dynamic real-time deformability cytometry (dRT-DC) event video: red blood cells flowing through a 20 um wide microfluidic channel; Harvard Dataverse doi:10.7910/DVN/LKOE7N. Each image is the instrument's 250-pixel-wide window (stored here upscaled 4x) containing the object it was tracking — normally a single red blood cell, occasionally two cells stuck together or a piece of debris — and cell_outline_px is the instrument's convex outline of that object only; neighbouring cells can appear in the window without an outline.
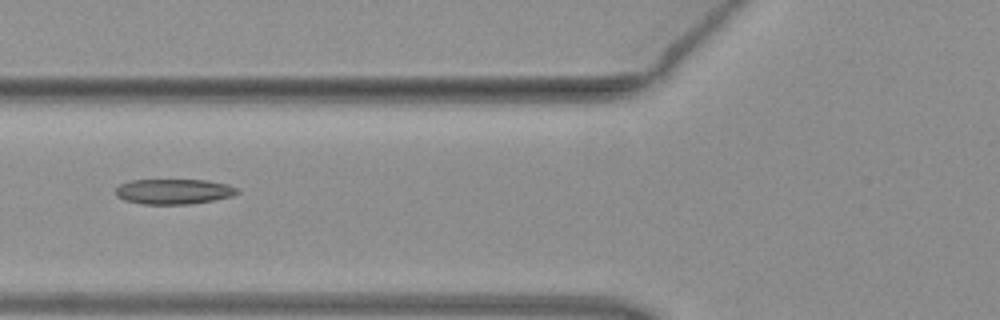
{"species": "common noctule bat (a hibernating species)", "species_latin": "Nyctalus noctula", "temperature_condition": "warm", "stored_images_in_passage": 4, "camera_frame_rate_fps": 3000, "um_per_image_px": 0.085, "animal": {"sex": "female", "body_mass_g": 19.3, "forearm_length_mm": 54.1}, "frame": {"image": 1, "passage_image": 3, "time_ms": 0.667, "image_size_px": [1000, 320], "cell_outline_px": [[240, 192], [232, 196], [212, 200], [188, 204], [144, 204], [124, 200], [116, 196], [116, 188], [120, 184], [128, 180], [208, 180], [228, 184], [240, 188]], "centroid_in_image_um": [14.78, 16.27], "position_along_channel_um": 111.0, "area_um2": 17.98}}
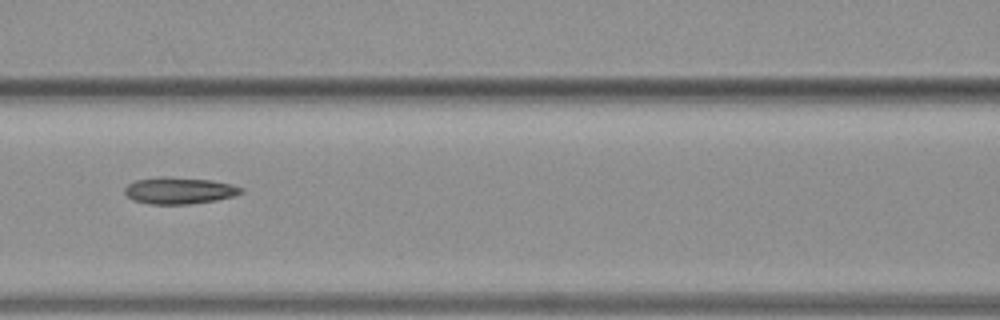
{"frame": {"image": 2, "passage_image": 4, "time_ms": 1.0, "image_size_px": [1000, 320], "cell_outline_px": [[244, 192], [236, 196], [216, 200], [188, 204], [148, 204], [132, 200], [124, 192], [124, 188], [128, 184], [136, 180], [160, 176], [168, 176], [212, 180], [232, 184], [244, 188]], "centroid_in_image_um": [15.26, 16.19], "position_along_channel_um": 151.3, "area_um2": 18.38}}